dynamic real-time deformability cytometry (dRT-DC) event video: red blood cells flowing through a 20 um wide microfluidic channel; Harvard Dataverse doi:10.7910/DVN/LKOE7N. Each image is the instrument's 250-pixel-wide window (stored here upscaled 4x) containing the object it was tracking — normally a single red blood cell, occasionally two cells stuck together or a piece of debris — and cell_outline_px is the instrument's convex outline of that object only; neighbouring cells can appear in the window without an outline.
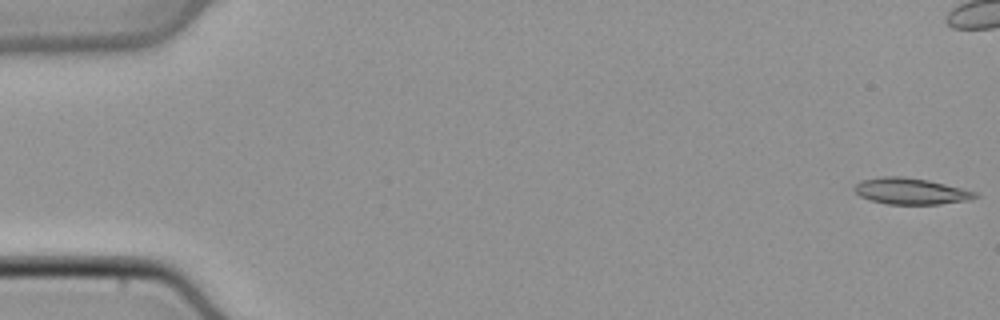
{"species": "common noctule bat (a hibernating species)", "species_latin": "Nyctalus noctula", "temperature_condition": "cold", "stored_images_in_passage": 13, "camera_frame_rate_fps": 3000, "um_per_image_px": 0.085, "animal": {"sex": "male", "body_mass_g": 21.5, "forearm_length_mm": 52.0}, "frame": {"image": 1, "passage_image": 1, "time_ms": 0.0, "image_size_px": [1000, 320], "cell_outline_px": [[980, 196], [968, 200], [940, 204], [888, 204], [872, 200], [860, 196], [852, 188], [856, 184], [864, 180], [884, 176], [900, 176], [928, 180], [976, 192]], "centroid_in_image_um": [77.42, 16.25], "position_along_channel_um": 7.6, "area_um2": 18.21}}